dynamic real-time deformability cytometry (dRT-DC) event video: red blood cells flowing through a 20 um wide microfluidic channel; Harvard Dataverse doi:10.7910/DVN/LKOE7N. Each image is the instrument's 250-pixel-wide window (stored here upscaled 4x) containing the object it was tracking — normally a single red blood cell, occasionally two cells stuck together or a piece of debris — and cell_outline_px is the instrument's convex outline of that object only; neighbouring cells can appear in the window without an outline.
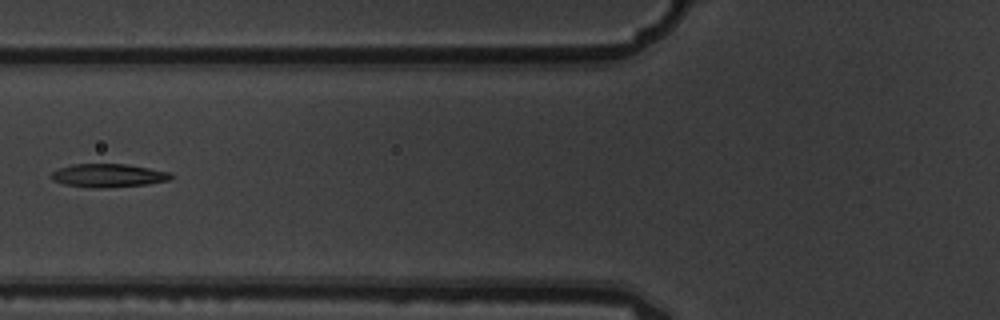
{"species": "common noctule bat (a hibernating species)", "species_latin": "Nyctalus noctula", "temperature_condition": "warm", "stored_images_in_passage": 3, "camera_frame_rate_fps": 3000, "um_per_image_px": 0.085, "animal": {"sex": "male", "body_mass_g": 19.5, "forearm_length_mm": 54.6}, "frame": {"image": 1, "passage_image": 3, "time_ms": 0.667, "image_size_px": [1000, 320], "cell_outline_px": [[172, 180], [148, 184], [104, 188], [92, 188], [64, 184], [52, 180], [52, 172], [60, 168], [72, 164], [124, 164], [148, 168], [168, 172], [172, 176]], "centroid_in_image_um": [9.2, 14.93], "position_along_channel_um": 116.6, "area_um2": 16.18}}